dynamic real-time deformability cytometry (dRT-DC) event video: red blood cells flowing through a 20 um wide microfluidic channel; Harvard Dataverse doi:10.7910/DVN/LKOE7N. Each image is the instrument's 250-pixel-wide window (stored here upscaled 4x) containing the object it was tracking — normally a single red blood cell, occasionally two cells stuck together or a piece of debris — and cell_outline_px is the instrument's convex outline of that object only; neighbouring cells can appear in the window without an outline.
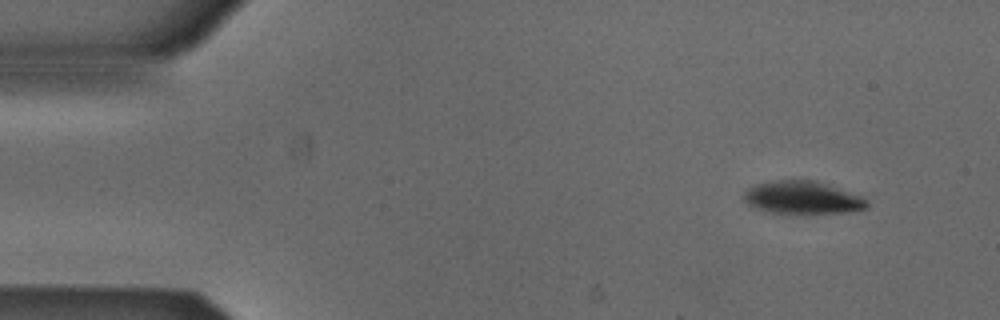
{"species": "Egyptian fruit bat (a non-hibernating species)", "species_latin": "Rousettus aegyptiacus", "temperature_condition": "cold", "stored_images_in_passage": 7, "camera_frame_rate_fps": 3000, "um_per_image_px": 0.085, "animal": {"sex": "male"}, "frame": {"image": 1, "passage_image": 1, "time_ms": 0.0, "image_size_px": [1000, 320], "cell_outline_px": [[868, 208], [852, 212], [772, 212], [748, 204], [744, 200], [744, 192], [752, 184], [772, 180], [816, 180], [864, 196], [868, 200]], "centroid_in_image_um": [68.26, 16.76], "position_along_channel_um": 16.7, "area_um2": 23.41}}
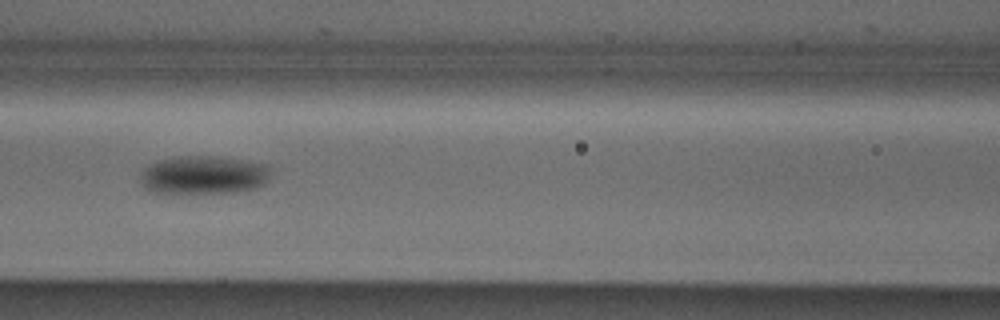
{"frame": {"image": 2, "passage_image": 6, "time_ms": 1.667, "image_size_px": [1000, 320], "cell_outline_px": [[268, 176], [264, 184], [256, 188], [236, 192], [148, 192], [140, 184], [140, 176], [144, 168], [148, 164], [156, 160], [172, 156], [212, 156], [268, 164]], "centroid_in_image_um": [17.22, 14.86], "position_along_channel_um": 149.4, "area_um2": 29.13}}
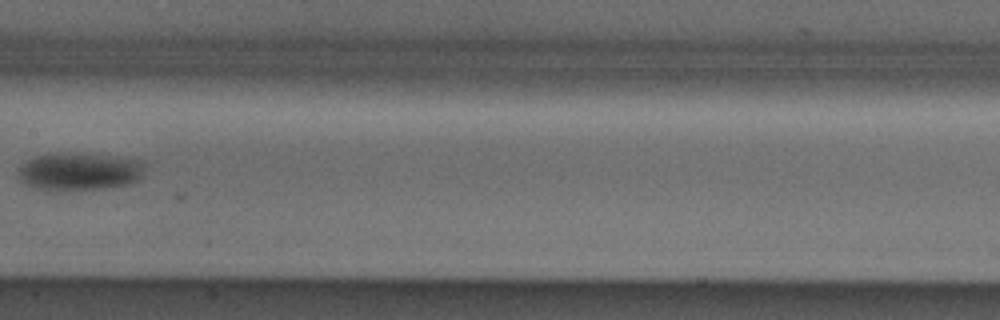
{"frame": {"image": 3, "passage_image": 7, "time_ms": 2.0, "image_size_px": [1000, 320], "cell_outline_px": [[144, 168], [140, 180], [128, 184], [104, 188], [48, 192], [32, 188], [24, 184], [20, 180], [16, 172], [16, 168], [20, 164], [36, 156], [64, 152], [88, 152], [120, 156], [144, 160]], "centroid_in_image_um": [6.71, 14.57], "position_along_channel_um": 200.7, "area_um2": 29.19}}